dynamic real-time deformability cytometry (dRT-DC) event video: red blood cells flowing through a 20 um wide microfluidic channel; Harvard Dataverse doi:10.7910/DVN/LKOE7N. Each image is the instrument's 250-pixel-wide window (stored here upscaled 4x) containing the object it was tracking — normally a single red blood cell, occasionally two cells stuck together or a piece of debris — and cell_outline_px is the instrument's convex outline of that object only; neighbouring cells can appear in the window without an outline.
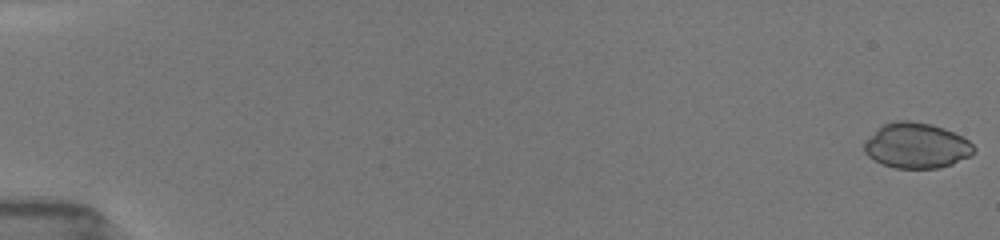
{"species": "common noctule bat (a hibernating species)", "species_latin": "Nyctalus noctula", "temperature_condition": "room temperature", "stored_images_in_passage": 7, "camera_frame_rate_fps": 3000, "um_per_image_px": 0.085, "animal": {"sex": "female", "body_mass_g": 19.5, "forearm_length_mm": 54.1}, "frame": {"image": 1, "passage_image": 1, "time_ms": 0.0, "image_size_px": [1000, 240], "cell_outline_px": [[976, 152], [972, 156], [952, 164], [936, 168], [896, 168], [884, 164], [868, 156], [864, 152], [864, 140], [884, 124], [896, 120], [908, 120], [932, 124], [944, 128], [968, 140], [976, 148]], "centroid_in_image_um": [77.92, 12.37], "position_along_channel_um": 7.1, "area_um2": 28.96}}
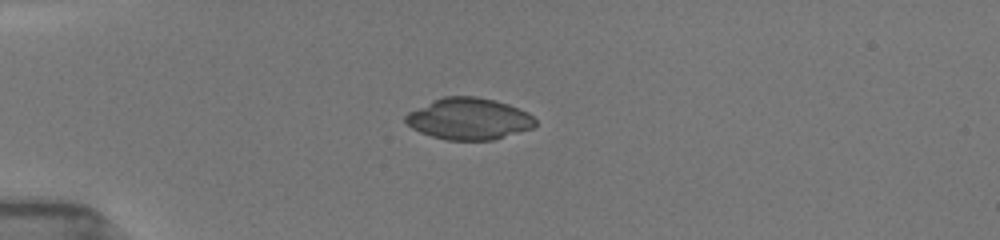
{"frame": {"image": 2, "passage_image": 6, "time_ms": 4.667, "image_size_px": [1000, 240], "cell_outline_px": [[536, 124], [532, 128], [492, 140], [444, 140], [420, 132], [412, 128], [404, 120], [404, 116], [408, 112], [432, 100], [444, 96], [476, 96], [496, 100], [508, 104], [528, 112], [536, 120]], "centroid_in_image_um": [39.84, 10.09], "position_along_channel_um": 45.2, "area_um2": 31.5}}